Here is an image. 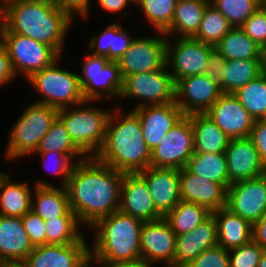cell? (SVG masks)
<instances>
[{"instance_id":"obj_1","label":"cell","mask_w":266,"mask_h":267,"mask_svg":"<svg viewBox=\"0 0 266 267\" xmlns=\"http://www.w3.org/2000/svg\"><path fill=\"white\" fill-rule=\"evenodd\" d=\"M124 173L95 157L78 162L67 182L70 209L90 228L97 220L119 211Z\"/></svg>"},{"instance_id":"obj_2","label":"cell","mask_w":266,"mask_h":267,"mask_svg":"<svg viewBox=\"0 0 266 267\" xmlns=\"http://www.w3.org/2000/svg\"><path fill=\"white\" fill-rule=\"evenodd\" d=\"M73 19L53 0H6L0 9V33H15L52 47L60 56Z\"/></svg>"},{"instance_id":"obj_3","label":"cell","mask_w":266,"mask_h":267,"mask_svg":"<svg viewBox=\"0 0 266 267\" xmlns=\"http://www.w3.org/2000/svg\"><path fill=\"white\" fill-rule=\"evenodd\" d=\"M117 106L111 112L105 141L95 158L120 172L138 173L150 166L151 151L138 116L132 110L124 112Z\"/></svg>"},{"instance_id":"obj_4","label":"cell","mask_w":266,"mask_h":267,"mask_svg":"<svg viewBox=\"0 0 266 267\" xmlns=\"http://www.w3.org/2000/svg\"><path fill=\"white\" fill-rule=\"evenodd\" d=\"M144 221L120 211L97 220L92 232L90 256L100 267L141 259L140 240Z\"/></svg>"},{"instance_id":"obj_5","label":"cell","mask_w":266,"mask_h":267,"mask_svg":"<svg viewBox=\"0 0 266 267\" xmlns=\"http://www.w3.org/2000/svg\"><path fill=\"white\" fill-rule=\"evenodd\" d=\"M97 102L99 103V101L85 100L78 105L61 108L58 111V118L65 125L74 144L87 157H95L101 149L112 112V109L96 107Z\"/></svg>"},{"instance_id":"obj_6","label":"cell","mask_w":266,"mask_h":267,"mask_svg":"<svg viewBox=\"0 0 266 267\" xmlns=\"http://www.w3.org/2000/svg\"><path fill=\"white\" fill-rule=\"evenodd\" d=\"M28 105L8 133L4 160L16 161L22 157L34 156L41 139L58 117L59 109L55 107L34 102Z\"/></svg>"},{"instance_id":"obj_7","label":"cell","mask_w":266,"mask_h":267,"mask_svg":"<svg viewBox=\"0 0 266 267\" xmlns=\"http://www.w3.org/2000/svg\"><path fill=\"white\" fill-rule=\"evenodd\" d=\"M61 58L25 80L36 93L41 95L38 98L40 100H36L35 103L61 109L85 101L79 83V73L59 66Z\"/></svg>"},{"instance_id":"obj_8","label":"cell","mask_w":266,"mask_h":267,"mask_svg":"<svg viewBox=\"0 0 266 267\" xmlns=\"http://www.w3.org/2000/svg\"><path fill=\"white\" fill-rule=\"evenodd\" d=\"M81 65L79 83L85 100L115 101L118 103L123 77L117 61L87 53ZM118 100V101H116Z\"/></svg>"},{"instance_id":"obj_9","label":"cell","mask_w":266,"mask_h":267,"mask_svg":"<svg viewBox=\"0 0 266 267\" xmlns=\"http://www.w3.org/2000/svg\"><path fill=\"white\" fill-rule=\"evenodd\" d=\"M0 42L8 51L15 75L23 74L26 80L61 57L52 47L15 33H0Z\"/></svg>"},{"instance_id":"obj_10","label":"cell","mask_w":266,"mask_h":267,"mask_svg":"<svg viewBox=\"0 0 266 267\" xmlns=\"http://www.w3.org/2000/svg\"><path fill=\"white\" fill-rule=\"evenodd\" d=\"M175 88L176 84L166 66L153 72L126 76L119 101L136 99L138 103L132 109L144 105L174 103Z\"/></svg>"},{"instance_id":"obj_11","label":"cell","mask_w":266,"mask_h":267,"mask_svg":"<svg viewBox=\"0 0 266 267\" xmlns=\"http://www.w3.org/2000/svg\"><path fill=\"white\" fill-rule=\"evenodd\" d=\"M156 36H135L128 50L117 60L123 79L132 74L153 72L166 67L168 37L160 31Z\"/></svg>"},{"instance_id":"obj_12","label":"cell","mask_w":266,"mask_h":267,"mask_svg":"<svg viewBox=\"0 0 266 267\" xmlns=\"http://www.w3.org/2000/svg\"><path fill=\"white\" fill-rule=\"evenodd\" d=\"M194 153V131L190 117L185 115L151 151L150 166L180 170Z\"/></svg>"},{"instance_id":"obj_13","label":"cell","mask_w":266,"mask_h":267,"mask_svg":"<svg viewBox=\"0 0 266 267\" xmlns=\"http://www.w3.org/2000/svg\"><path fill=\"white\" fill-rule=\"evenodd\" d=\"M213 48L192 37H168L166 66L175 84L184 77L205 74Z\"/></svg>"},{"instance_id":"obj_14","label":"cell","mask_w":266,"mask_h":267,"mask_svg":"<svg viewBox=\"0 0 266 267\" xmlns=\"http://www.w3.org/2000/svg\"><path fill=\"white\" fill-rule=\"evenodd\" d=\"M226 208L255 224L266 212V173L231 184L227 189Z\"/></svg>"},{"instance_id":"obj_15","label":"cell","mask_w":266,"mask_h":267,"mask_svg":"<svg viewBox=\"0 0 266 267\" xmlns=\"http://www.w3.org/2000/svg\"><path fill=\"white\" fill-rule=\"evenodd\" d=\"M175 90V102L184 115L206 113L223 94L220 86L206 74L180 79Z\"/></svg>"},{"instance_id":"obj_16","label":"cell","mask_w":266,"mask_h":267,"mask_svg":"<svg viewBox=\"0 0 266 267\" xmlns=\"http://www.w3.org/2000/svg\"><path fill=\"white\" fill-rule=\"evenodd\" d=\"M85 236L71 244H45L34 247L23 267H82L90 259V245Z\"/></svg>"},{"instance_id":"obj_17","label":"cell","mask_w":266,"mask_h":267,"mask_svg":"<svg viewBox=\"0 0 266 267\" xmlns=\"http://www.w3.org/2000/svg\"><path fill=\"white\" fill-rule=\"evenodd\" d=\"M176 236L164 218L144 222L140 240L141 259L174 267Z\"/></svg>"},{"instance_id":"obj_18","label":"cell","mask_w":266,"mask_h":267,"mask_svg":"<svg viewBox=\"0 0 266 267\" xmlns=\"http://www.w3.org/2000/svg\"><path fill=\"white\" fill-rule=\"evenodd\" d=\"M131 110L139 118L142 134L150 151L155 149L165 135L185 116L176 102L144 105Z\"/></svg>"},{"instance_id":"obj_19","label":"cell","mask_w":266,"mask_h":267,"mask_svg":"<svg viewBox=\"0 0 266 267\" xmlns=\"http://www.w3.org/2000/svg\"><path fill=\"white\" fill-rule=\"evenodd\" d=\"M230 139L250 137L255 119L229 93H223L205 113Z\"/></svg>"},{"instance_id":"obj_20","label":"cell","mask_w":266,"mask_h":267,"mask_svg":"<svg viewBox=\"0 0 266 267\" xmlns=\"http://www.w3.org/2000/svg\"><path fill=\"white\" fill-rule=\"evenodd\" d=\"M229 186L266 173L259 153L250 137L230 139L225 150Z\"/></svg>"},{"instance_id":"obj_21","label":"cell","mask_w":266,"mask_h":267,"mask_svg":"<svg viewBox=\"0 0 266 267\" xmlns=\"http://www.w3.org/2000/svg\"><path fill=\"white\" fill-rule=\"evenodd\" d=\"M119 211L144 222L163 218L155 207L146 181L138 173H124Z\"/></svg>"},{"instance_id":"obj_22","label":"cell","mask_w":266,"mask_h":267,"mask_svg":"<svg viewBox=\"0 0 266 267\" xmlns=\"http://www.w3.org/2000/svg\"><path fill=\"white\" fill-rule=\"evenodd\" d=\"M138 174L146 181L155 207L163 217L181 201L179 169L149 166Z\"/></svg>"},{"instance_id":"obj_23","label":"cell","mask_w":266,"mask_h":267,"mask_svg":"<svg viewBox=\"0 0 266 267\" xmlns=\"http://www.w3.org/2000/svg\"><path fill=\"white\" fill-rule=\"evenodd\" d=\"M179 178L182 201L204 206L210 212L226 207L227 189L222 184L194 175L186 167L179 170Z\"/></svg>"},{"instance_id":"obj_24","label":"cell","mask_w":266,"mask_h":267,"mask_svg":"<svg viewBox=\"0 0 266 267\" xmlns=\"http://www.w3.org/2000/svg\"><path fill=\"white\" fill-rule=\"evenodd\" d=\"M218 245L214 215L187 233L176 236L174 267H185L202 252Z\"/></svg>"},{"instance_id":"obj_25","label":"cell","mask_w":266,"mask_h":267,"mask_svg":"<svg viewBox=\"0 0 266 267\" xmlns=\"http://www.w3.org/2000/svg\"><path fill=\"white\" fill-rule=\"evenodd\" d=\"M34 249L21 217L0 215V254L11 265L22 264Z\"/></svg>"},{"instance_id":"obj_26","label":"cell","mask_w":266,"mask_h":267,"mask_svg":"<svg viewBox=\"0 0 266 267\" xmlns=\"http://www.w3.org/2000/svg\"><path fill=\"white\" fill-rule=\"evenodd\" d=\"M35 182L31 210L44 221L63 216L70 209L65 187H57L39 178Z\"/></svg>"},{"instance_id":"obj_27","label":"cell","mask_w":266,"mask_h":267,"mask_svg":"<svg viewBox=\"0 0 266 267\" xmlns=\"http://www.w3.org/2000/svg\"><path fill=\"white\" fill-rule=\"evenodd\" d=\"M217 225L218 245L231 250L252 240V225L226 207L212 212Z\"/></svg>"},{"instance_id":"obj_28","label":"cell","mask_w":266,"mask_h":267,"mask_svg":"<svg viewBox=\"0 0 266 267\" xmlns=\"http://www.w3.org/2000/svg\"><path fill=\"white\" fill-rule=\"evenodd\" d=\"M209 3L210 0H178L171 25L163 33L167 37H193Z\"/></svg>"},{"instance_id":"obj_29","label":"cell","mask_w":266,"mask_h":267,"mask_svg":"<svg viewBox=\"0 0 266 267\" xmlns=\"http://www.w3.org/2000/svg\"><path fill=\"white\" fill-rule=\"evenodd\" d=\"M188 116L194 131L195 153H225L230 138L205 113Z\"/></svg>"},{"instance_id":"obj_30","label":"cell","mask_w":266,"mask_h":267,"mask_svg":"<svg viewBox=\"0 0 266 267\" xmlns=\"http://www.w3.org/2000/svg\"><path fill=\"white\" fill-rule=\"evenodd\" d=\"M34 187V183L30 189L27 182L13 181L9 175L0 189V215L22 217L31 211Z\"/></svg>"},{"instance_id":"obj_31","label":"cell","mask_w":266,"mask_h":267,"mask_svg":"<svg viewBox=\"0 0 266 267\" xmlns=\"http://www.w3.org/2000/svg\"><path fill=\"white\" fill-rule=\"evenodd\" d=\"M215 47L227 60H262V47L240 27H232Z\"/></svg>"},{"instance_id":"obj_32","label":"cell","mask_w":266,"mask_h":267,"mask_svg":"<svg viewBox=\"0 0 266 267\" xmlns=\"http://www.w3.org/2000/svg\"><path fill=\"white\" fill-rule=\"evenodd\" d=\"M186 168L194 175L229 187L225 153H194Z\"/></svg>"},{"instance_id":"obj_33","label":"cell","mask_w":266,"mask_h":267,"mask_svg":"<svg viewBox=\"0 0 266 267\" xmlns=\"http://www.w3.org/2000/svg\"><path fill=\"white\" fill-rule=\"evenodd\" d=\"M262 74V60H227L221 71L222 93L233 94Z\"/></svg>"},{"instance_id":"obj_34","label":"cell","mask_w":266,"mask_h":267,"mask_svg":"<svg viewBox=\"0 0 266 267\" xmlns=\"http://www.w3.org/2000/svg\"><path fill=\"white\" fill-rule=\"evenodd\" d=\"M84 226L76 214L69 209L63 216L45 220L46 244H71L79 242L85 235Z\"/></svg>"},{"instance_id":"obj_35","label":"cell","mask_w":266,"mask_h":267,"mask_svg":"<svg viewBox=\"0 0 266 267\" xmlns=\"http://www.w3.org/2000/svg\"><path fill=\"white\" fill-rule=\"evenodd\" d=\"M211 214L212 212L204 206L181 200L163 218L169 223L176 235H181L193 230Z\"/></svg>"},{"instance_id":"obj_36","label":"cell","mask_w":266,"mask_h":267,"mask_svg":"<svg viewBox=\"0 0 266 267\" xmlns=\"http://www.w3.org/2000/svg\"><path fill=\"white\" fill-rule=\"evenodd\" d=\"M233 95L255 120L262 119L266 113V74L262 73Z\"/></svg>"},{"instance_id":"obj_37","label":"cell","mask_w":266,"mask_h":267,"mask_svg":"<svg viewBox=\"0 0 266 267\" xmlns=\"http://www.w3.org/2000/svg\"><path fill=\"white\" fill-rule=\"evenodd\" d=\"M232 27L225 16L209 3L198 31L192 38L215 47Z\"/></svg>"},{"instance_id":"obj_38","label":"cell","mask_w":266,"mask_h":267,"mask_svg":"<svg viewBox=\"0 0 266 267\" xmlns=\"http://www.w3.org/2000/svg\"><path fill=\"white\" fill-rule=\"evenodd\" d=\"M134 6L140 7L144 19L151 25L154 32H164L170 25L174 17L178 0H134Z\"/></svg>"},{"instance_id":"obj_39","label":"cell","mask_w":266,"mask_h":267,"mask_svg":"<svg viewBox=\"0 0 266 267\" xmlns=\"http://www.w3.org/2000/svg\"><path fill=\"white\" fill-rule=\"evenodd\" d=\"M55 151L61 154H84L73 142L63 122L57 117L41 139L36 153Z\"/></svg>"},{"instance_id":"obj_40","label":"cell","mask_w":266,"mask_h":267,"mask_svg":"<svg viewBox=\"0 0 266 267\" xmlns=\"http://www.w3.org/2000/svg\"><path fill=\"white\" fill-rule=\"evenodd\" d=\"M233 27H241L263 4V0H210Z\"/></svg>"},{"instance_id":"obj_41","label":"cell","mask_w":266,"mask_h":267,"mask_svg":"<svg viewBox=\"0 0 266 267\" xmlns=\"http://www.w3.org/2000/svg\"><path fill=\"white\" fill-rule=\"evenodd\" d=\"M35 155L42 157L43 166L46 170L49 169L47 171L51 172V175H59L60 187H66L74 166L87 158L85 154H61L55 151L35 153Z\"/></svg>"},{"instance_id":"obj_42","label":"cell","mask_w":266,"mask_h":267,"mask_svg":"<svg viewBox=\"0 0 266 267\" xmlns=\"http://www.w3.org/2000/svg\"><path fill=\"white\" fill-rule=\"evenodd\" d=\"M265 249L251 240L249 243L229 250V267H258Z\"/></svg>"},{"instance_id":"obj_43","label":"cell","mask_w":266,"mask_h":267,"mask_svg":"<svg viewBox=\"0 0 266 267\" xmlns=\"http://www.w3.org/2000/svg\"><path fill=\"white\" fill-rule=\"evenodd\" d=\"M262 48L266 46V8L261 5L240 27Z\"/></svg>"},{"instance_id":"obj_44","label":"cell","mask_w":266,"mask_h":267,"mask_svg":"<svg viewBox=\"0 0 266 267\" xmlns=\"http://www.w3.org/2000/svg\"><path fill=\"white\" fill-rule=\"evenodd\" d=\"M185 267H229V250L219 245L209 248Z\"/></svg>"},{"instance_id":"obj_45","label":"cell","mask_w":266,"mask_h":267,"mask_svg":"<svg viewBox=\"0 0 266 267\" xmlns=\"http://www.w3.org/2000/svg\"><path fill=\"white\" fill-rule=\"evenodd\" d=\"M24 229L34 247L46 244L45 221L32 210L22 217Z\"/></svg>"},{"instance_id":"obj_46","label":"cell","mask_w":266,"mask_h":267,"mask_svg":"<svg viewBox=\"0 0 266 267\" xmlns=\"http://www.w3.org/2000/svg\"><path fill=\"white\" fill-rule=\"evenodd\" d=\"M129 33L118 21L113 23V42L109 50V61H117L131 46L135 36Z\"/></svg>"},{"instance_id":"obj_47","label":"cell","mask_w":266,"mask_h":267,"mask_svg":"<svg viewBox=\"0 0 266 267\" xmlns=\"http://www.w3.org/2000/svg\"><path fill=\"white\" fill-rule=\"evenodd\" d=\"M113 42V23L108 24L104 30L91 37L88 43V51L92 55L105 57L109 60V50Z\"/></svg>"},{"instance_id":"obj_48","label":"cell","mask_w":266,"mask_h":267,"mask_svg":"<svg viewBox=\"0 0 266 267\" xmlns=\"http://www.w3.org/2000/svg\"><path fill=\"white\" fill-rule=\"evenodd\" d=\"M91 1L93 0H53V2L61 9L66 11L73 19H76L75 14L82 19L90 15ZM75 13V14H74Z\"/></svg>"},{"instance_id":"obj_49","label":"cell","mask_w":266,"mask_h":267,"mask_svg":"<svg viewBox=\"0 0 266 267\" xmlns=\"http://www.w3.org/2000/svg\"><path fill=\"white\" fill-rule=\"evenodd\" d=\"M227 59L214 47L208 58L207 68L205 70V74L212 78L214 82H216L221 90H222V75L221 71L226 66Z\"/></svg>"},{"instance_id":"obj_50","label":"cell","mask_w":266,"mask_h":267,"mask_svg":"<svg viewBox=\"0 0 266 267\" xmlns=\"http://www.w3.org/2000/svg\"><path fill=\"white\" fill-rule=\"evenodd\" d=\"M250 138L259 153L262 163L266 167V121L262 119L255 120Z\"/></svg>"},{"instance_id":"obj_51","label":"cell","mask_w":266,"mask_h":267,"mask_svg":"<svg viewBox=\"0 0 266 267\" xmlns=\"http://www.w3.org/2000/svg\"><path fill=\"white\" fill-rule=\"evenodd\" d=\"M7 49L0 42V88L16 79Z\"/></svg>"},{"instance_id":"obj_52","label":"cell","mask_w":266,"mask_h":267,"mask_svg":"<svg viewBox=\"0 0 266 267\" xmlns=\"http://www.w3.org/2000/svg\"><path fill=\"white\" fill-rule=\"evenodd\" d=\"M98 2V6L103 9V11L107 12V13H120L122 14L121 16H123L124 18L127 19V16L129 14V11H127V7H129V5H135V1L134 0H96ZM127 11V12H126Z\"/></svg>"},{"instance_id":"obj_53","label":"cell","mask_w":266,"mask_h":267,"mask_svg":"<svg viewBox=\"0 0 266 267\" xmlns=\"http://www.w3.org/2000/svg\"><path fill=\"white\" fill-rule=\"evenodd\" d=\"M252 240L266 250V212L252 225Z\"/></svg>"},{"instance_id":"obj_54","label":"cell","mask_w":266,"mask_h":267,"mask_svg":"<svg viewBox=\"0 0 266 267\" xmlns=\"http://www.w3.org/2000/svg\"><path fill=\"white\" fill-rule=\"evenodd\" d=\"M153 264L154 263H150L144 259H138L130 262H119L115 264H110L107 267H152Z\"/></svg>"},{"instance_id":"obj_55","label":"cell","mask_w":266,"mask_h":267,"mask_svg":"<svg viewBox=\"0 0 266 267\" xmlns=\"http://www.w3.org/2000/svg\"><path fill=\"white\" fill-rule=\"evenodd\" d=\"M262 73L266 74V46L262 48Z\"/></svg>"},{"instance_id":"obj_56","label":"cell","mask_w":266,"mask_h":267,"mask_svg":"<svg viewBox=\"0 0 266 267\" xmlns=\"http://www.w3.org/2000/svg\"><path fill=\"white\" fill-rule=\"evenodd\" d=\"M258 267H266V250L264 251V253L261 256Z\"/></svg>"},{"instance_id":"obj_57","label":"cell","mask_w":266,"mask_h":267,"mask_svg":"<svg viewBox=\"0 0 266 267\" xmlns=\"http://www.w3.org/2000/svg\"><path fill=\"white\" fill-rule=\"evenodd\" d=\"M9 176V174L7 172H2L0 171V189L2 186V183L5 181V179Z\"/></svg>"},{"instance_id":"obj_58","label":"cell","mask_w":266,"mask_h":267,"mask_svg":"<svg viewBox=\"0 0 266 267\" xmlns=\"http://www.w3.org/2000/svg\"><path fill=\"white\" fill-rule=\"evenodd\" d=\"M11 264H9L3 256L0 254V267H9Z\"/></svg>"},{"instance_id":"obj_59","label":"cell","mask_w":266,"mask_h":267,"mask_svg":"<svg viewBox=\"0 0 266 267\" xmlns=\"http://www.w3.org/2000/svg\"><path fill=\"white\" fill-rule=\"evenodd\" d=\"M96 265V266H94V265ZM98 263L97 262H94L92 259H90L84 266H82V267H98Z\"/></svg>"},{"instance_id":"obj_60","label":"cell","mask_w":266,"mask_h":267,"mask_svg":"<svg viewBox=\"0 0 266 267\" xmlns=\"http://www.w3.org/2000/svg\"><path fill=\"white\" fill-rule=\"evenodd\" d=\"M6 0H0V9L4 6Z\"/></svg>"},{"instance_id":"obj_61","label":"cell","mask_w":266,"mask_h":267,"mask_svg":"<svg viewBox=\"0 0 266 267\" xmlns=\"http://www.w3.org/2000/svg\"><path fill=\"white\" fill-rule=\"evenodd\" d=\"M9 267H23L22 264L10 265Z\"/></svg>"},{"instance_id":"obj_62","label":"cell","mask_w":266,"mask_h":267,"mask_svg":"<svg viewBox=\"0 0 266 267\" xmlns=\"http://www.w3.org/2000/svg\"><path fill=\"white\" fill-rule=\"evenodd\" d=\"M264 7H266V0H263V4Z\"/></svg>"},{"instance_id":"obj_63","label":"cell","mask_w":266,"mask_h":267,"mask_svg":"<svg viewBox=\"0 0 266 267\" xmlns=\"http://www.w3.org/2000/svg\"><path fill=\"white\" fill-rule=\"evenodd\" d=\"M262 120L266 121V113L264 114V117L262 118Z\"/></svg>"}]
</instances>
